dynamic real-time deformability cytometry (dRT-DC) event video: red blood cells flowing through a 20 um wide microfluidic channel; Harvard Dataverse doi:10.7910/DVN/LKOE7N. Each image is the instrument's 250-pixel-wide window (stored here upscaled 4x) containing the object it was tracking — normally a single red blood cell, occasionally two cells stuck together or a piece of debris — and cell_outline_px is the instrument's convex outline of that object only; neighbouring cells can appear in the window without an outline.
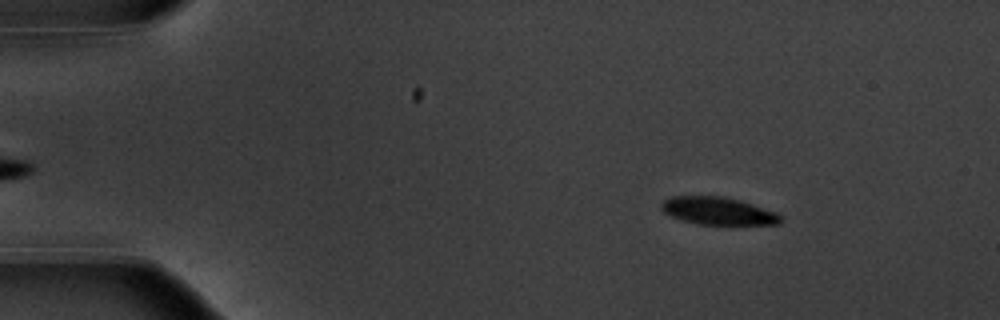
{"species": "common noctule bat (a hibernating species)", "species_latin": "Nyctalus noctula", "temperature_condition": "warm", "stored_images_in_passage": 55, "camera_frame_rate_fps": 3000, "um_per_image_px": 0.085, "animal": {"sex": "male", "body_mass_g": 20.1, "forearm_length_mm": 53.5}, "frame": {"image": 1, "passage_image": 8, "time_ms": 2.333, "image_size_px": [1000, 320], "cell_outline_px": [[784, 220], [780, 224], [728, 228], [696, 224], [680, 220], [664, 212], [660, 208], [660, 204], [664, 200], [672, 196], [724, 196], [740, 200], [776, 212]], "centroid_in_image_um": [61.1, 18.0], "position_along_channel_um": 23.9, "area_um2": 20.4}}
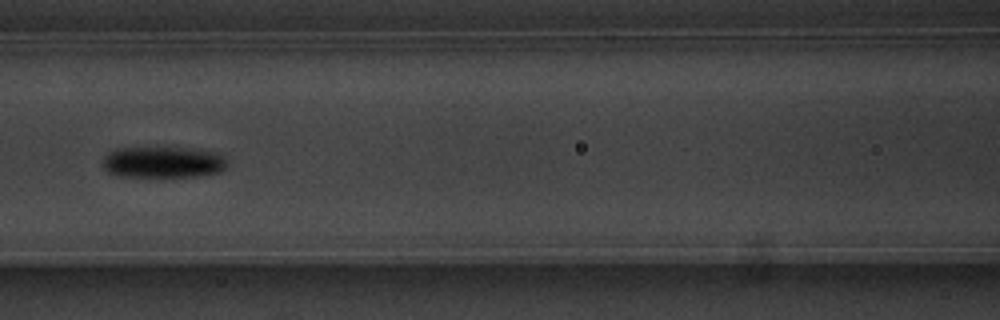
{"frame": {"image": 2, "passage_image": 25, "time_ms": 8.0, "image_size_px": [1000, 320], "cell_outline_px": [[228, 164], [220, 172], [196, 176], [120, 176], [108, 172], [104, 168], [104, 156], [108, 152], [116, 148], [184, 148], [220, 152], [228, 160]], "centroid_in_image_um": [13.9, 13.78], "position_along_channel_um": 152.7, "area_um2": 22.66}}
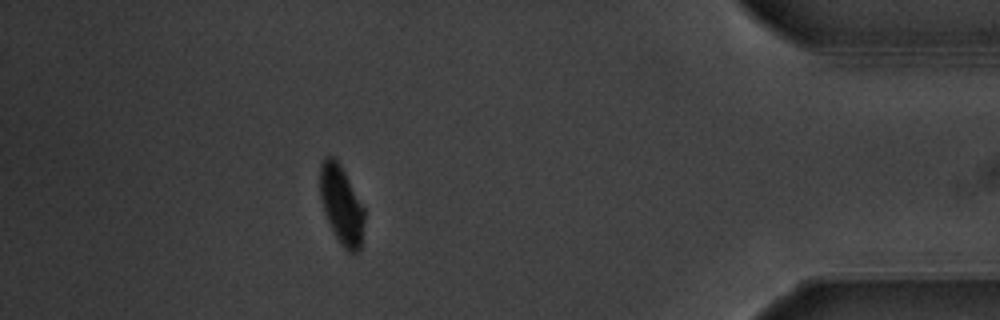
{"frame": {"image": 3, "passage_image": 49, "time_ms": 16.0, "image_size_px": [1000, 320], "cell_outline_px": [[364, 220], [360, 248], [356, 252], [348, 252], [344, 248], [336, 236], [328, 220], [320, 196], [320, 164], [328, 156], [332, 156], [340, 164], [364, 208]], "centroid_in_image_um": [29.02, 17.41], "position_along_channel_um": 406.2, "area_um2": 19.71}, "authors_computed_cell_mechanics": {"area_um2": 20.808, "velocity_mm_per_s": 3.7174, "shape_relaxation_time_tau1_ms": 2.481, "shape_relaxation_time_tau2_ms": null, "deformation_change_tau1": 0.1504, "deformation_change_tau2": null}}